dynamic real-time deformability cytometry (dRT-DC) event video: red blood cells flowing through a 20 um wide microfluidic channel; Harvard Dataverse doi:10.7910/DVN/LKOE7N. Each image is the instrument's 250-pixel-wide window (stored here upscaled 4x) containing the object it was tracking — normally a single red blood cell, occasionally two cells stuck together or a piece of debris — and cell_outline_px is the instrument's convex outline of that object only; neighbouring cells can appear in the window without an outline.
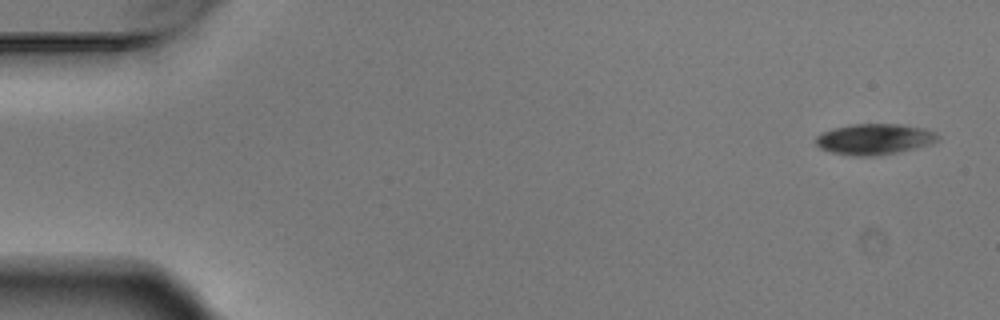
{"species": "Egyptian fruit bat (a non-hibernating species)", "species_latin": "Rousettus aegyptiacus", "temperature_condition": "warm", "stored_images_in_passage": 6, "camera_frame_rate_fps": 3000, "um_per_image_px": 0.085, "animal": {"sex": "male"}, "frame": {"image": 1, "passage_image": 1, "time_ms": 0.0, "image_size_px": [1000, 320], "cell_outline_px": [[940, 140], [932, 144], [916, 148], [876, 156], [856, 156], [832, 152], [820, 148], [816, 144], [816, 136], [820, 132], [832, 128], [852, 124], [900, 124], [924, 128], [936, 132], [940, 136]], "centroid_in_image_um": [74.35, 11.82], "position_along_channel_um": 10.7, "area_um2": 22.14}}
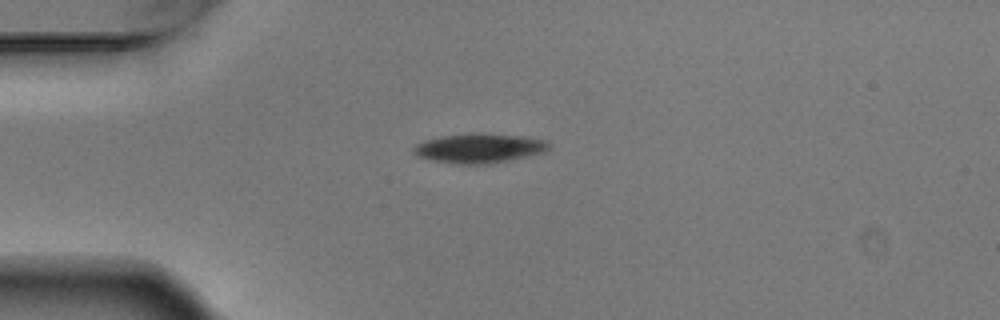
{"frame": {"image": 2, "passage_image": 4, "time_ms": 1.0, "image_size_px": [1000, 320], "cell_outline_px": [[552, 144], [544, 152], [508, 160], [484, 164], [460, 164], [436, 160], [420, 156], [412, 148], [416, 144], [424, 140], [440, 136], [472, 132], [516, 136], [544, 140]], "centroid_in_image_um": [40.73, 12.58], "position_along_channel_um": 44.3, "area_um2": 22.72}}
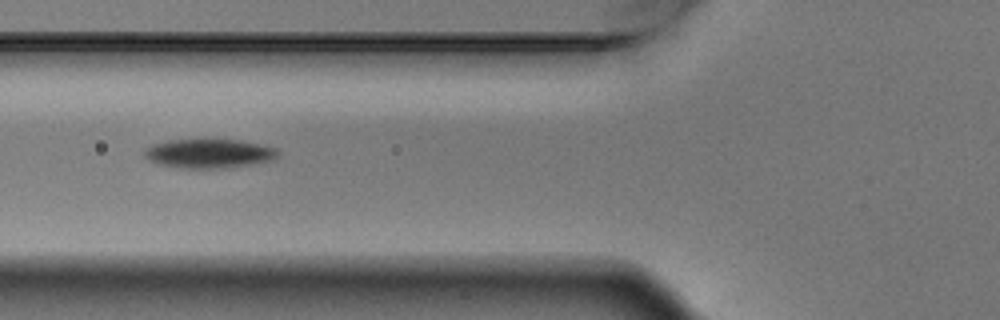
{"frame": {"image": 3, "passage_image": 6, "time_ms": 1.667, "image_size_px": [1000, 320], "cell_outline_px": [[280, 156], [272, 160], [224, 168], [184, 168], [160, 164], [144, 156], [144, 148], [152, 144], [168, 140], [204, 136], [240, 140], [260, 144], [276, 148], [280, 152]], "centroid_in_image_um": [17.77, 12.98], "position_along_channel_um": 108.0, "area_um2": 23.47}}